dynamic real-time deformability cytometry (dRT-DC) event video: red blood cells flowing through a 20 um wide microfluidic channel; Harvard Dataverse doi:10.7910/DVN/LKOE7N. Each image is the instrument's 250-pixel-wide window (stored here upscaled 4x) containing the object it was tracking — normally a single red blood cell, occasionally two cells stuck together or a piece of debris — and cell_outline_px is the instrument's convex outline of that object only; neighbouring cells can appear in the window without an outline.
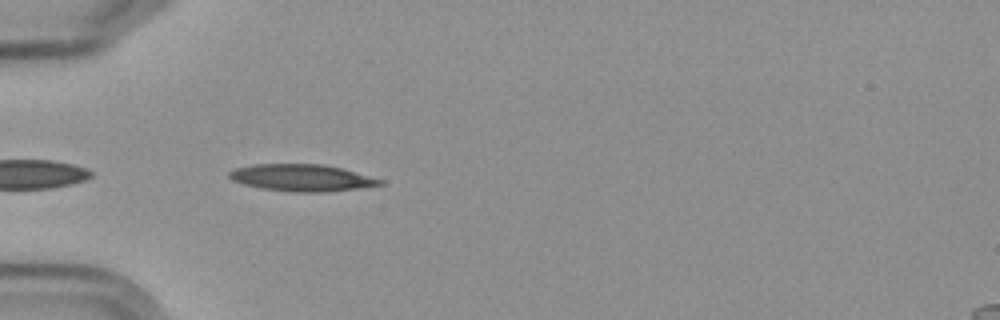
{"species": "Egyptian fruit bat (a non-hibernating species)", "species_latin": "Rousettus aegyptiacus", "temperature_condition": "cold", "stored_images_in_passage": 5, "camera_frame_rate_fps": 3000, "um_per_image_px": 0.085, "frame": {"image": 1, "passage_image": 5, "time_ms": 5.0, "image_size_px": [1000, 320], "cell_outline_px": [[384, 184], [360, 188], [328, 192], [288, 192], [260, 188], [244, 184], [232, 180], [228, 176], [228, 172], [236, 168], [252, 164], [324, 164], [340, 168], [384, 180]], "centroid_in_image_um": [25.63, 15.12], "position_along_channel_um": 59.4, "area_um2": 23.7}}